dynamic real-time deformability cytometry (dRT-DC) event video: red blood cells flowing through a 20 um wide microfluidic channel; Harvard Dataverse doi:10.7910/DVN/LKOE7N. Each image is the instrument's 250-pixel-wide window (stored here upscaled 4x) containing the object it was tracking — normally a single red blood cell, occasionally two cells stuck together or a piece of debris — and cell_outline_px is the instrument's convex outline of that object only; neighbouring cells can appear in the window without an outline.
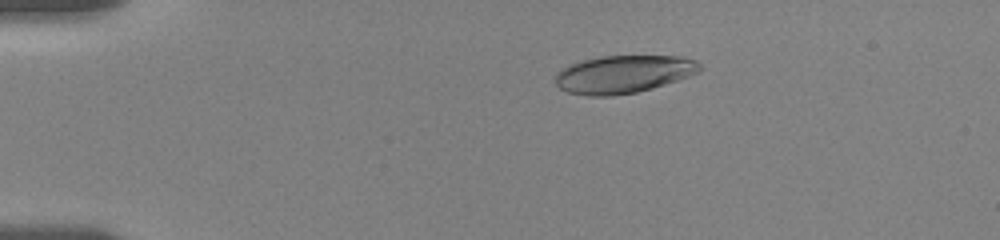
{"species": "human", "species_latin": "Homo sapiens", "temperature_condition": "room temperature", "stored_images_in_passage": 18, "camera_frame_rate_fps": 3000, "um_per_image_px": 0.085, "donor": {"sex": "female"}, "frame": {"image": 1, "passage_image": 8, "time_ms": 3.333, "image_size_px": [1000, 240], "cell_outline_px": [[700, 68], [696, 72], [688, 76], [652, 88], [636, 92], [612, 96], [588, 96], [568, 92], [560, 88], [556, 84], [556, 72], [572, 64], [584, 60], [600, 56], [684, 56], [696, 60], [700, 64]], "centroid_in_image_um": [52.98, 6.3], "position_along_channel_um": 32.0, "area_um2": 31.5}}
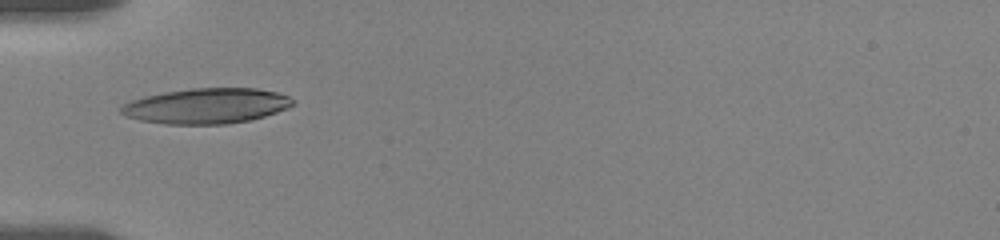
{"frame": {"image": 2, "passage_image": 14, "time_ms": 6.0, "image_size_px": [1000, 240], "cell_outline_px": [[292, 104], [288, 108], [264, 116], [248, 120], [224, 124], [164, 124], [140, 120], [124, 116], [120, 112], [120, 108], [124, 104], [132, 100], [144, 96], [164, 92], [192, 88], [256, 88], [276, 92], [288, 96], [292, 100]], "centroid_in_image_um": [17.51, 9.0], "position_along_channel_um": 67.5, "area_um2": 35.2}}
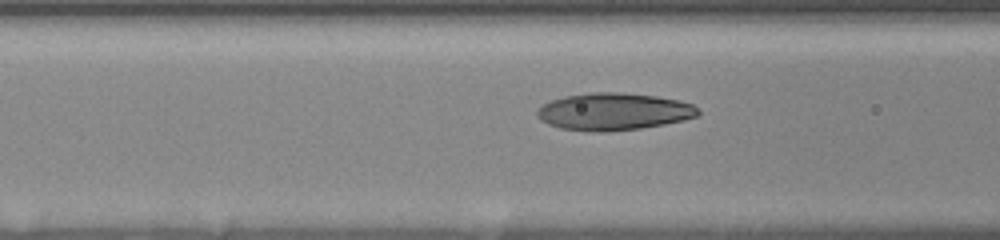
{"frame": {"image": 3, "passage_image": 17, "time_ms": 7.333, "image_size_px": [1000, 240], "cell_outline_px": [[700, 112], [696, 116], [684, 120], [664, 124], [640, 128], [608, 132], [588, 132], [560, 128], [548, 124], [540, 120], [536, 116], [536, 112], [544, 104], [552, 100], [564, 96], [592, 92], [620, 92], [656, 96], [676, 100], [692, 104]], "centroid_in_image_um": [52.12, 9.49], "position_along_channel_um": 114.5, "area_um2": 34.91}}